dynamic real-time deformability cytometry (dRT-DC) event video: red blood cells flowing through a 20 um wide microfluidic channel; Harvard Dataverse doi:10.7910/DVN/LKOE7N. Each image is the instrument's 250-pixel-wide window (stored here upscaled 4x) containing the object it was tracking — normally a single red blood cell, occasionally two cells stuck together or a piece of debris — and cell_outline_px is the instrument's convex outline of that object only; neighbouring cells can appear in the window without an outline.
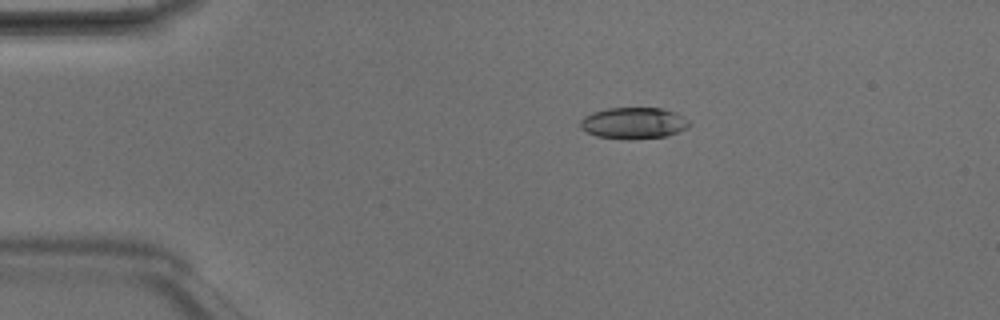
{"species": "Egyptian fruit bat (a non-hibernating species)", "species_latin": "Rousettus aegyptiacus", "temperature_condition": "room temperature", "stored_images_in_passage": 4, "camera_frame_rate_fps": 3000, "um_per_image_px": 0.085, "animal": {"sex": "male"}, "frame": {"image": 1, "passage_image": 3, "time_ms": 0.667, "image_size_px": [1000, 320], "cell_outline_px": [[692, 124], [676, 132], [664, 136], [628, 140], [596, 136], [580, 128], [580, 120], [584, 116], [592, 112], [608, 108], [664, 108], [676, 112], [684, 116]], "centroid_in_image_um": [53.84, 10.45], "position_along_channel_um": 31.2, "area_um2": 20.0}}
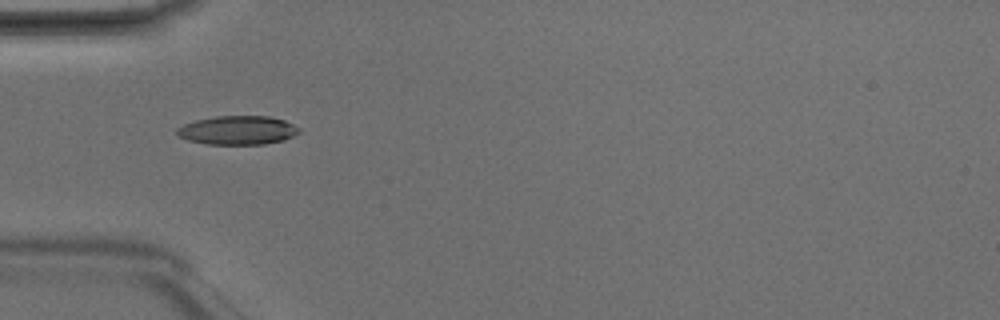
{"frame": {"image": 2, "passage_image": 4, "time_ms": 1.0, "image_size_px": [1000, 320], "cell_outline_px": [[300, 132], [284, 140], [264, 144], [208, 144], [188, 140], [180, 136], [176, 132], [176, 128], [184, 124], [196, 120], [216, 116], [268, 116], [284, 120], [300, 128]], "centroid_in_image_um": [20.21, 11.07], "position_along_channel_um": 64.8, "area_um2": 20.4}}